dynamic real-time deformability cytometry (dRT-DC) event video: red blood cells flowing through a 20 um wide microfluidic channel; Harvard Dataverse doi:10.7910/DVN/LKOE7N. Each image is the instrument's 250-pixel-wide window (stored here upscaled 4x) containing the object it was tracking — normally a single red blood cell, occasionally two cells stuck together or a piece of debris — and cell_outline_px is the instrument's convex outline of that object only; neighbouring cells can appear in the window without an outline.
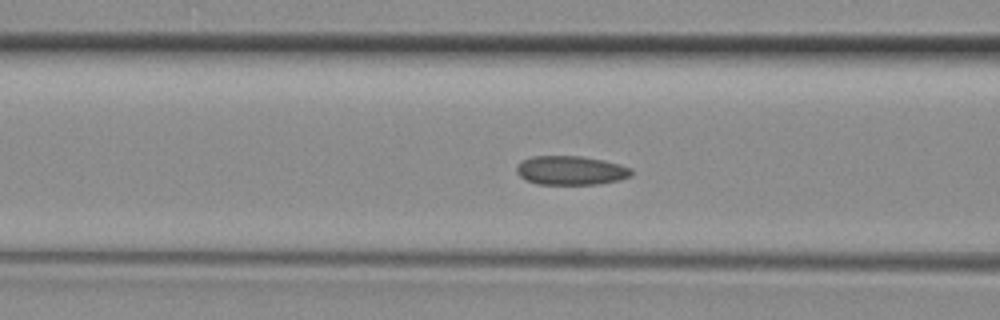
{"species": "common noctule bat (a hibernating species)", "species_latin": "Nyctalus noctula", "temperature_condition": "room temperature", "stored_images_in_passage": 32, "camera_frame_rate_fps": 3000, "um_per_image_px": 0.085, "animal": {"sex": "female", "body_mass_g": 29.2, "forearm_length_mm": 56.3}, "frame": {"image": 1, "passage_image": 5, "time_ms": 1.333, "image_size_px": [1000, 320], "cell_outline_px": [[632, 176], [620, 180], [600, 184], [536, 184], [524, 180], [516, 172], [516, 168], [524, 160], [532, 156], [580, 156], [600, 160], [632, 168]], "centroid_in_image_um": [48.51, 14.5], "position_along_channel_um": 118.1, "area_um2": 19.31}}